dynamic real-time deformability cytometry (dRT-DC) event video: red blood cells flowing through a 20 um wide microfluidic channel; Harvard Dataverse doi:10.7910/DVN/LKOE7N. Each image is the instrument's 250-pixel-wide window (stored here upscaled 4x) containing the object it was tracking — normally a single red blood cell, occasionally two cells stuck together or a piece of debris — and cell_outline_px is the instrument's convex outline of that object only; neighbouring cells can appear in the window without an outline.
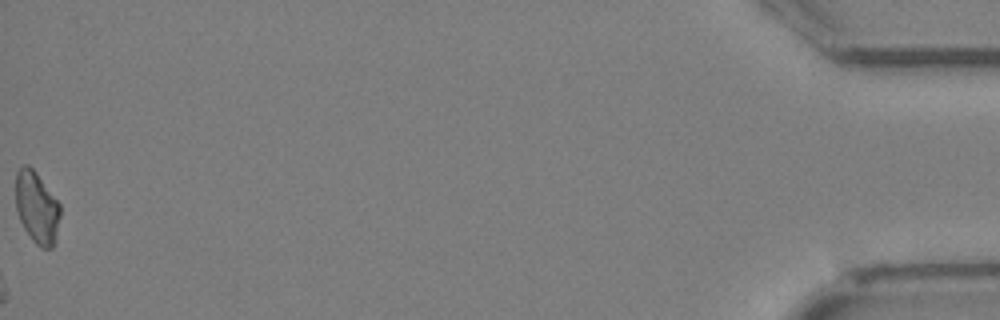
{"species": "Egyptian fruit bat (a non-hibernating species)", "species_latin": "Rousettus aegyptiacus", "temperature_condition": "cold", "stored_images_in_passage": 31, "camera_frame_rate_fps": 3000, "um_per_image_px": 0.085, "animal": {"sex": "female"}, "frame": {"image": 1, "passage_image": 31, "time_ms": 10.0, "image_size_px": [1000, 320], "cell_outline_px": [[60, 216], [56, 236], [52, 248], [40, 248], [32, 240], [24, 228], [16, 212], [16, 172], [24, 164], [28, 164], [36, 172], [60, 204]], "centroid_in_image_um": [3.12, 17.64], "position_along_channel_um": 432.1, "area_um2": 18.61}}